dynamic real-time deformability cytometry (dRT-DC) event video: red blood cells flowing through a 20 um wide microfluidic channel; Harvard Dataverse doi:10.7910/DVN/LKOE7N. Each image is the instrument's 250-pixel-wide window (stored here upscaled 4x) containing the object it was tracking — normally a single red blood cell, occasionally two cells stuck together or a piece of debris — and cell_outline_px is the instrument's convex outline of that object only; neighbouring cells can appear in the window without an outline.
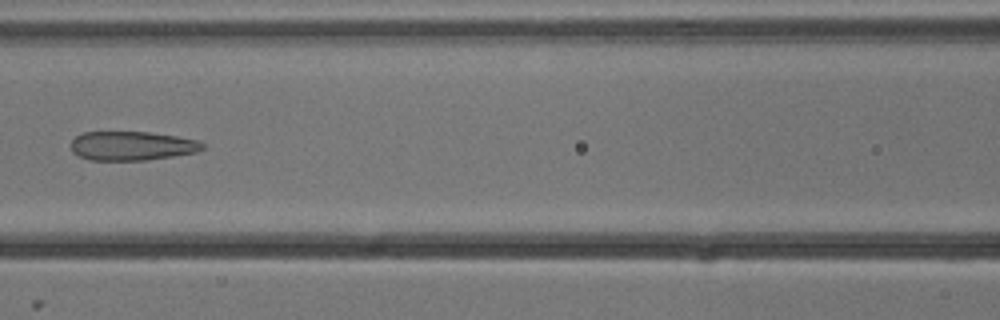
{"species": "common noctule bat (a hibernating species)", "species_latin": "Nyctalus noctula", "temperature_condition": "cold", "stored_images_in_passage": 8, "camera_frame_rate_fps": 3000, "um_per_image_px": 0.085, "animal": {"sex": "male", "body_mass_g": 13.3}, "frame": {"image": 1, "passage_image": 7, "time_ms": 2.0, "image_size_px": [1000, 320], "cell_outline_px": [[204, 148], [196, 152], [148, 160], [88, 160], [72, 152], [72, 140], [76, 136], [84, 132], [148, 132], [176, 136], [200, 140], [204, 144]], "centroid_in_image_um": [11.23, 12.4], "position_along_channel_um": 155.4, "area_um2": 22.25}}
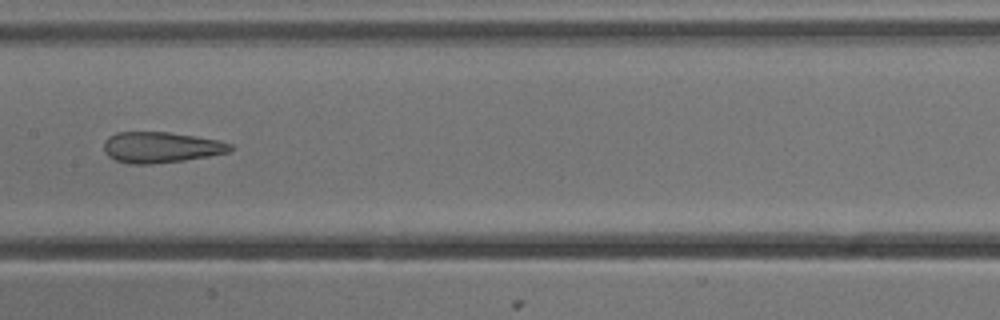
{"frame": {"image": 2, "passage_image": 8, "time_ms": 2.333, "image_size_px": [1000, 320], "cell_outline_px": [[232, 148], [228, 152], [208, 156], [184, 160], [152, 164], [128, 164], [116, 160], [108, 156], [104, 152], [104, 140], [108, 136], [116, 132], [168, 132], [196, 136], [216, 140], [232, 144]], "centroid_in_image_um": [13.63, 12.52], "position_along_channel_um": 193.8, "area_um2": 22.72}}